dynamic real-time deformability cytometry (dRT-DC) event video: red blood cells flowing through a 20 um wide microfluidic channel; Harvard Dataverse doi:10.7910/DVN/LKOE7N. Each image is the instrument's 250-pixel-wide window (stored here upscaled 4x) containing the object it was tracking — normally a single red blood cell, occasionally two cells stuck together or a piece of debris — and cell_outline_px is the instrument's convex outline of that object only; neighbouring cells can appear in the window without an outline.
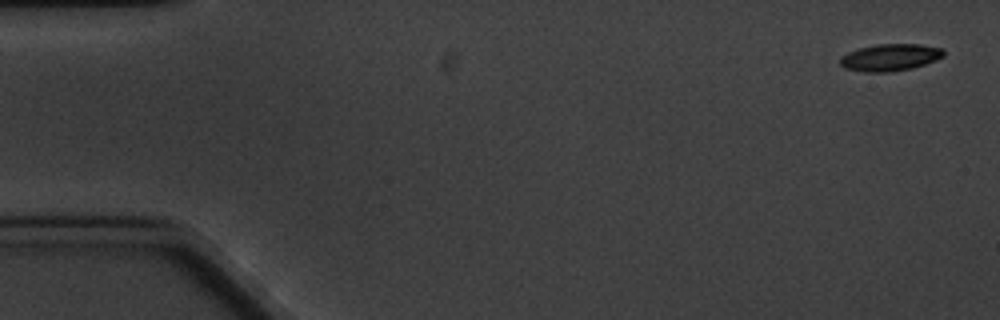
{"species": "common noctule bat (a hibernating species)", "species_latin": "Nyctalus noctula", "temperature_condition": "cold", "stored_images_in_passage": 8, "camera_frame_rate_fps": 3000, "um_per_image_px": 0.085, "animal": {"sex": "male", "body_mass_g": 20.1, "forearm_length_mm": 53.5}, "frame": {"image": 1, "passage_image": 1, "time_ms": 0.0, "image_size_px": [1000, 320], "cell_outline_px": [[944, 56], [936, 60], [912, 68], [888, 72], [864, 72], [844, 68], [840, 64], [840, 56], [848, 52], [860, 48], [876, 44], [920, 44], [944, 48]], "centroid_in_image_um": [75.66, 4.87], "position_along_channel_um": 9.3, "area_um2": 16.36}}
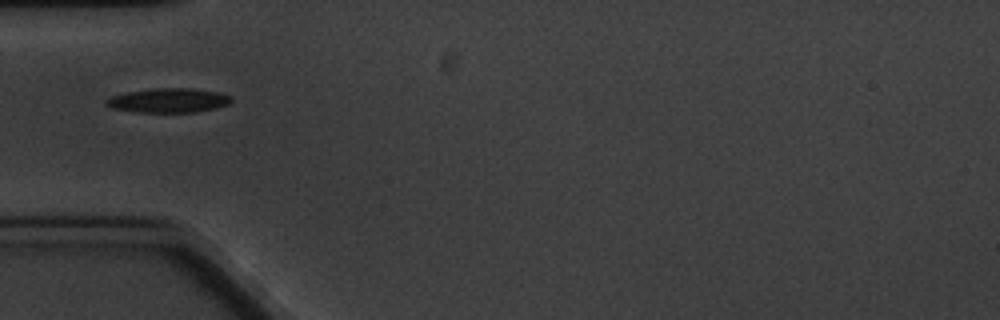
{"frame": {"image": 2, "passage_image": 5, "time_ms": 5.667, "image_size_px": [1000, 320], "cell_outline_px": [[232, 100], [228, 104], [216, 108], [196, 112], [136, 112], [112, 108], [104, 104], [104, 100], [108, 96], [124, 92], [152, 88], [192, 88], [216, 92], [232, 96]], "centroid_in_image_um": [14.25, 8.53], "position_along_channel_um": 70.7, "area_um2": 17.98}}